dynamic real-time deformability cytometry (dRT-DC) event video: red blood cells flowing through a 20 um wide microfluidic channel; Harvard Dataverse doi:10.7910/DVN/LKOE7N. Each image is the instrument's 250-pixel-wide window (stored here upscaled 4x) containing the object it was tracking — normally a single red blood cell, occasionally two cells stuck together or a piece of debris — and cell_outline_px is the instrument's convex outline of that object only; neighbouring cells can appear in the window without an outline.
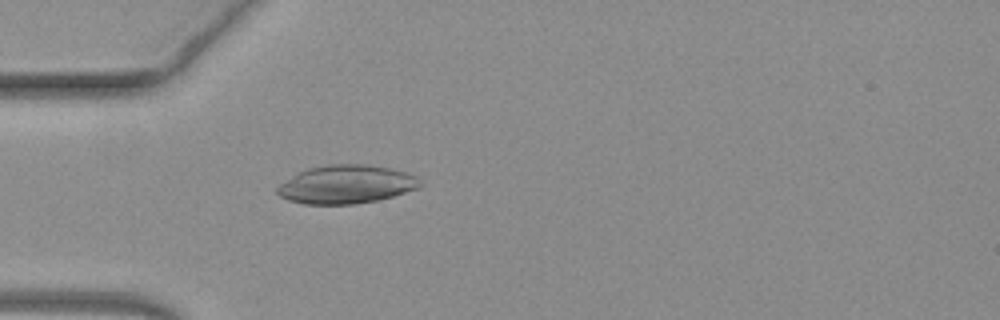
{"species": "common noctule bat (a hibernating species)", "species_latin": "Nyctalus noctula", "temperature_condition": "warm", "stored_images_in_passage": 38, "camera_frame_rate_fps": 3000, "um_per_image_px": 0.085, "animal": {"sex": "female", "body_mass_g": 19.3, "forearm_length_mm": 54.1}, "frame": {"image": 1, "passage_image": 3, "time_ms": 0.667, "image_size_px": [1000, 320], "cell_outline_px": [[424, 184], [420, 188], [380, 200], [352, 204], [304, 204], [288, 200], [280, 196], [276, 192], [276, 188], [280, 184], [300, 172], [308, 168], [328, 164], [368, 164], [388, 168], [404, 172], [416, 176]], "centroid_in_image_um": [29.46, 15.68], "position_along_channel_um": 55.5, "area_um2": 32.02}}
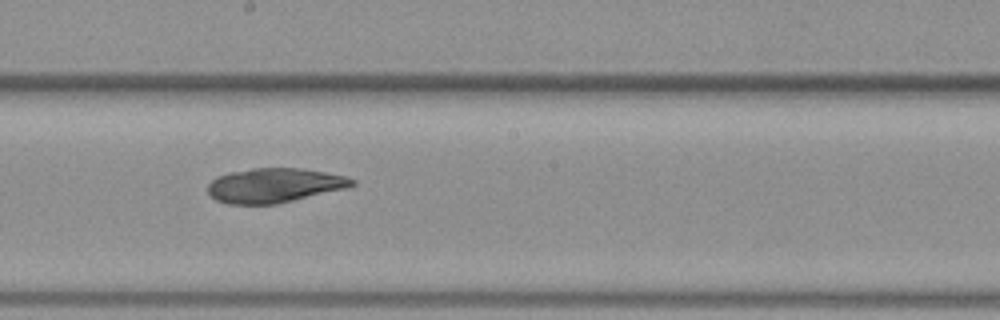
{"frame": {"image": 2, "passage_image": 16, "time_ms": 5.0, "image_size_px": [1000, 320], "cell_outline_px": [[356, 184], [348, 188], [276, 204], [228, 204], [216, 200], [208, 192], [208, 184], [216, 176], [228, 172], [252, 168], [300, 168], [324, 172], [344, 176], [356, 180]], "centroid_in_image_um": [23.31, 15.75], "position_along_channel_um": 224.9, "area_um2": 29.02}}
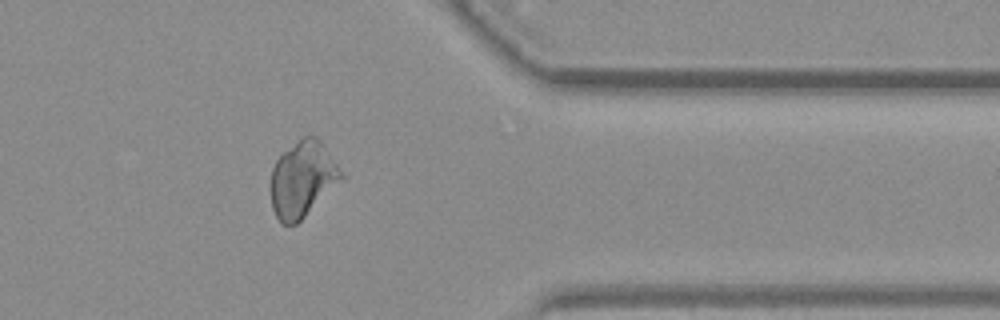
{"frame": {"image": 3, "passage_image": 29, "time_ms": 9.333, "image_size_px": [1000, 320], "cell_outline_px": [[344, 176], [296, 224], [280, 224], [272, 208], [268, 188], [272, 168], [276, 160], [300, 136], [316, 136], [320, 140], [340, 168]], "centroid_in_image_um": [25.64, 15.21], "position_along_channel_um": 385.8, "area_um2": 30.98}}